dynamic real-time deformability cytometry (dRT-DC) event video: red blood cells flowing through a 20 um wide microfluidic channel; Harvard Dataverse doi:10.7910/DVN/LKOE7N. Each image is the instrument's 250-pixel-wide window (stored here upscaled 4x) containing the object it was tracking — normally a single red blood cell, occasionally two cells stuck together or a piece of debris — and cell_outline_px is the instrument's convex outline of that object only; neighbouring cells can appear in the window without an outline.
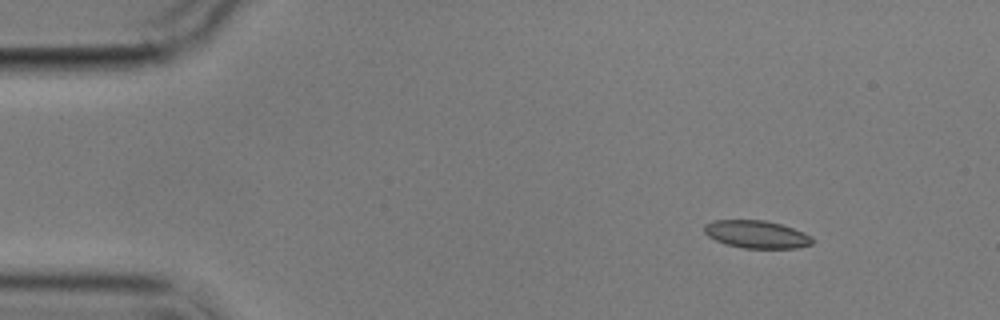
{"species": "common noctule bat (a hibernating species)", "species_latin": "Nyctalus noctula", "temperature_condition": "cold", "stored_images_in_passage": 6, "camera_frame_rate_fps": 3000, "um_per_image_px": 0.085, "animal": {"sex": "male", "body_mass_g": 17.9}, "frame": {"image": 1, "passage_image": 1, "time_ms": 0.0, "image_size_px": [1000, 320], "cell_outline_px": [[812, 244], [796, 248], [744, 248], [724, 244], [708, 236], [704, 232], [704, 224], [712, 220], [764, 220], [780, 224], [804, 232], [812, 236]], "centroid_in_image_um": [64.28, 19.91], "position_along_channel_um": 20.7, "area_um2": 17.46}}
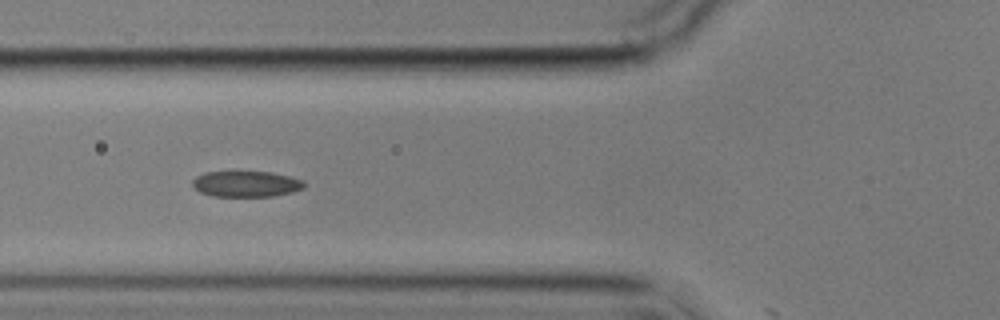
{"frame": {"image": 2, "passage_image": 5, "time_ms": 4.667, "image_size_px": [1000, 320], "cell_outline_px": [[308, 184], [304, 188], [292, 192], [272, 196], [212, 196], [200, 192], [192, 184], [192, 180], [196, 176], [204, 172], [272, 172], [304, 180]], "centroid_in_image_um": [20.95, 15.63], "position_along_channel_um": 104.8, "area_um2": 16.88}}
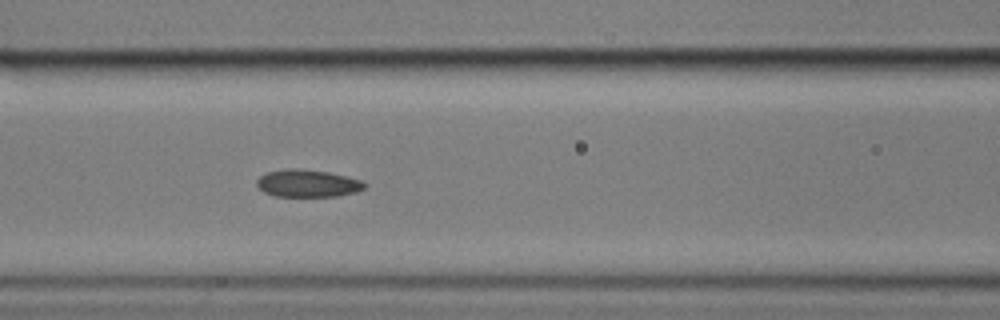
{"frame": {"image": 3, "passage_image": 6, "time_ms": 5.667, "image_size_px": [1000, 320], "cell_outline_px": [[368, 184], [364, 188], [356, 192], [336, 196], [276, 196], [264, 192], [256, 184], [256, 180], [260, 176], [268, 172], [288, 168], [300, 168], [328, 172], [348, 176], [360, 180]], "centroid_in_image_um": [26.16, 15.57], "position_along_channel_um": 140.4, "area_um2": 17.22}}